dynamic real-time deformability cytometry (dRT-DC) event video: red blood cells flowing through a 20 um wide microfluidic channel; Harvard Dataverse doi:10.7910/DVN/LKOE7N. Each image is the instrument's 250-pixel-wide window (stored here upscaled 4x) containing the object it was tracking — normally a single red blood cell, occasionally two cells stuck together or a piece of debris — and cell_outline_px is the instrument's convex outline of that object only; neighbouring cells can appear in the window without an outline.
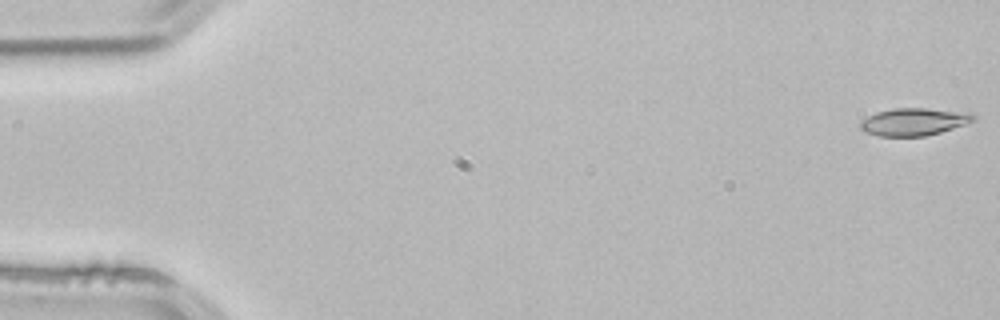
{"species": "common noctule bat (a hibernating species)", "species_latin": "Nyctalus noctula", "temperature_condition": "room temperature", "stored_images_in_passage": 4, "camera_frame_rate_fps": 3000, "um_per_image_px": 0.085, "animal": {"sex": "male", "body_mass_g": 21.5, "forearm_length_mm": 52.0}, "frame": {"image": 1, "passage_image": 1, "time_ms": 0.0, "image_size_px": [1000, 320], "cell_outline_px": [[976, 120], [940, 132], [924, 136], [880, 136], [864, 132], [860, 128], [860, 120], [876, 112], [892, 108], [928, 108], [972, 112], [976, 116]], "centroid_in_image_um": [77.68, 10.33], "position_along_channel_um": 7.3, "area_um2": 18.26}}
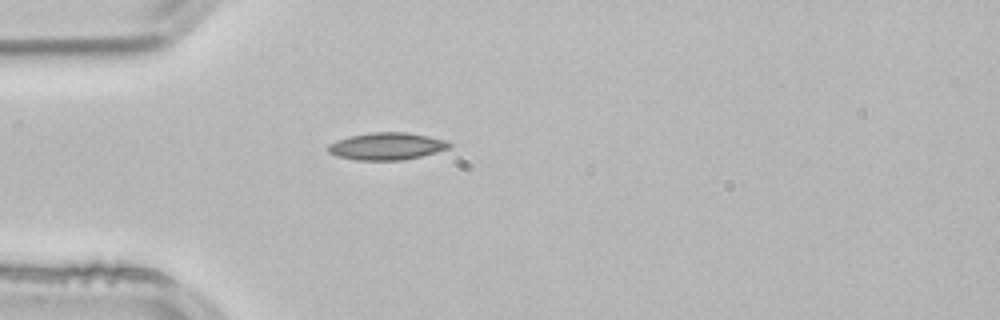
{"frame": {"image": 2, "passage_image": 4, "time_ms": 1.0, "image_size_px": [1000, 320], "cell_outline_px": [[452, 144], [448, 148], [436, 152], [404, 160], [356, 160], [336, 156], [328, 152], [328, 144], [348, 136], [368, 132], [404, 132], [428, 136], [448, 140]], "centroid_in_image_um": [32.86, 12.42], "position_along_channel_um": 52.1, "area_um2": 19.31}}